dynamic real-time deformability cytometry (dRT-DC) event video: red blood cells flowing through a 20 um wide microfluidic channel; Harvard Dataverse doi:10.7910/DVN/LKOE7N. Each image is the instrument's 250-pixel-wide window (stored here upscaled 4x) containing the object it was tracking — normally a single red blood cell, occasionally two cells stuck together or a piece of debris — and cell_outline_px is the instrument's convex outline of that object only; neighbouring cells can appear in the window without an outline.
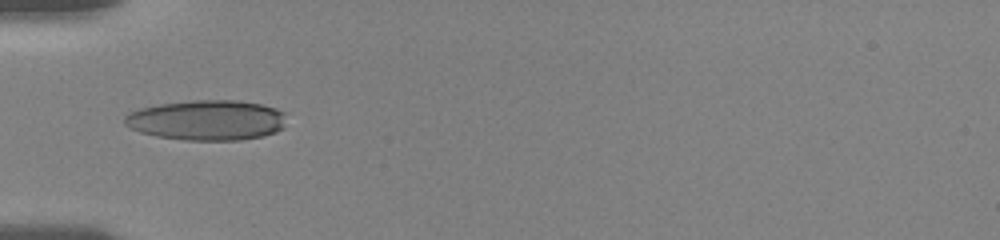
{"species": "human", "species_latin": "Homo sapiens", "temperature_condition": "room temperature", "stored_images_in_passage": 50, "camera_frame_rate_fps": 3000, "um_per_image_px": 0.085, "donor": {"sex": "female"}, "frame": {"image": 1, "passage_image": 1, "time_ms": 0.0, "image_size_px": [1000, 240], "cell_outline_px": [[284, 128], [276, 132], [264, 136], [240, 140], [188, 140], [156, 136], [140, 132], [124, 124], [124, 116], [140, 108], [160, 104], [192, 100], [236, 100], [260, 104], [276, 108], [284, 112]], "centroid_in_image_um": [17.61, 10.21], "position_along_channel_um": 67.4, "area_um2": 37.92}}
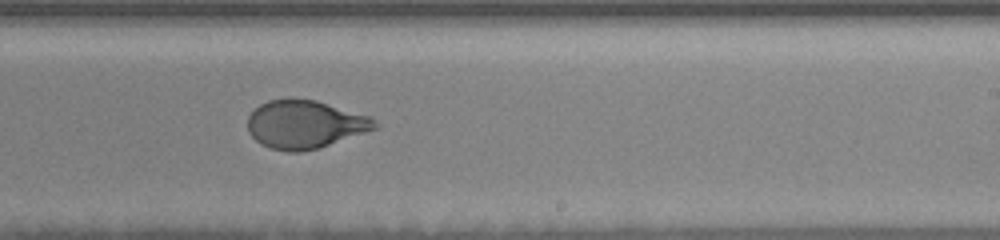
{"frame": {"image": 2, "passage_image": 23, "time_ms": 5.333, "image_size_px": [1000, 240], "cell_outline_px": [[380, 124], [376, 128], [320, 148], [300, 152], [288, 152], [272, 148], [260, 144], [248, 132], [248, 116], [260, 104], [268, 100], [288, 96], [292, 96], [316, 100], [368, 116], [376, 120]], "centroid_in_image_um": [25.89, 10.55], "position_along_channel_um": 263.1, "area_um2": 36.01}}
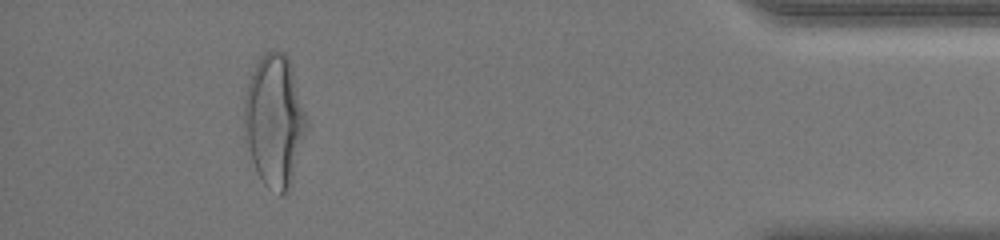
{"frame": {"image": 3, "passage_image": 47, "time_ms": 10.667, "image_size_px": [1000, 240], "cell_outline_px": [[308, 128], [292, 184], [288, 192], [280, 196], [264, 184], [256, 172], [244, 136], [244, 100], [248, 84], [252, 72], [260, 56], [264, 52], [272, 48], [276, 48], [284, 52], [288, 56], [292, 68], [308, 120]], "centroid_in_image_um": [23.35, 10.27], "position_along_channel_um": 411.9, "area_um2": 48.73}, "authors_computed_cell_mechanics": {"area_um2": 36.5874, "velocity_mm_per_s": 3.6938, "shape_relaxation_time_tau1_ms": 6.008, "shape_relaxation_time_tau2_ms": null, "deformation_change_tau1": 0.2222, "deformation_change_tau2": null}}